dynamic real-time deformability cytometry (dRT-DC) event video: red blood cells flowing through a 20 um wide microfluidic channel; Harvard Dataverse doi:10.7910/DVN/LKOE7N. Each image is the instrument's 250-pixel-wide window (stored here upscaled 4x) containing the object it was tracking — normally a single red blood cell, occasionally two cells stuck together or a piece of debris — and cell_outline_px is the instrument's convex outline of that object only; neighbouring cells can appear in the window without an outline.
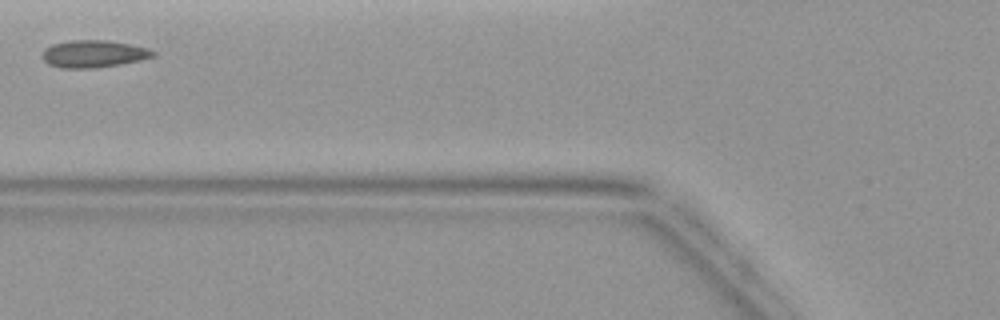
{"species": "common noctule bat (a hibernating species)", "species_latin": "Nyctalus noctula", "temperature_condition": "warm", "stored_images_in_passage": 2, "camera_frame_rate_fps": 3000, "um_per_image_px": 0.085, "animal": {"sex": "female", "body_mass_g": 19.9}, "frame": {"image": 1, "passage_image": 2, "time_ms": 1.333, "image_size_px": [1000, 320], "cell_outline_px": [[156, 56], [140, 60], [120, 64], [92, 68], [60, 68], [48, 64], [40, 56], [44, 48], [52, 44], [72, 40], [108, 40], [148, 48], [156, 52]], "centroid_in_image_um": [7.92, 4.57], "position_along_channel_um": 117.9, "area_um2": 17.69}}